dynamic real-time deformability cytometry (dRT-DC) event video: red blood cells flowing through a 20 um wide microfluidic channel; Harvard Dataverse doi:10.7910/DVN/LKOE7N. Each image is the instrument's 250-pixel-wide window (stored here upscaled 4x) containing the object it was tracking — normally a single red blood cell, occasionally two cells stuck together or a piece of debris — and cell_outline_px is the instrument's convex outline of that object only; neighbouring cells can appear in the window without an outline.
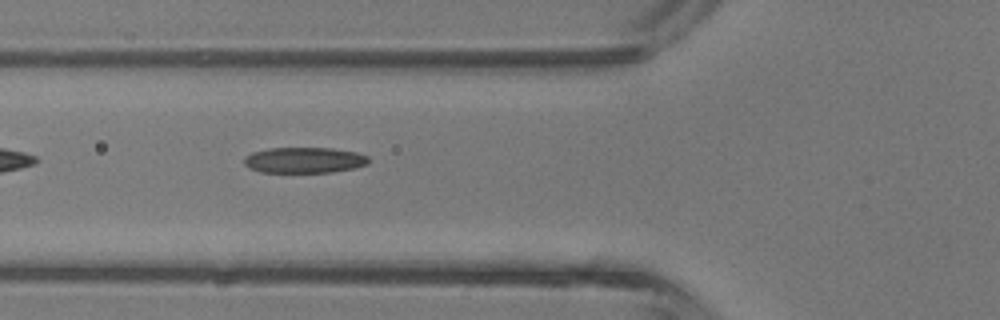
{"species": "common noctule bat (a hibernating species)", "species_latin": "Nyctalus noctula", "temperature_condition": "room temperature", "stored_images_in_passage": 5, "camera_frame_rate_fps": 3000, "um_per_image_px": 0.085, "animal": {"sex": "male", "body_mass_g": 13.3}, "frame": {"image": 1, "passage_image": 5, "time_ms": 4.667, "image_size_px": [1000, 320], "cell_outline_px": [[368, 164], [356, 168], [332, 172], [260, 172], [244, 164], [244, 156], [252, 152], [268, 148], [332, 148], [356, 152], [368, 156]], "centroid_in_image_um": [25.87, 13.61], "position_along_channel_um": 99.9, "area_um2": 18.73}}